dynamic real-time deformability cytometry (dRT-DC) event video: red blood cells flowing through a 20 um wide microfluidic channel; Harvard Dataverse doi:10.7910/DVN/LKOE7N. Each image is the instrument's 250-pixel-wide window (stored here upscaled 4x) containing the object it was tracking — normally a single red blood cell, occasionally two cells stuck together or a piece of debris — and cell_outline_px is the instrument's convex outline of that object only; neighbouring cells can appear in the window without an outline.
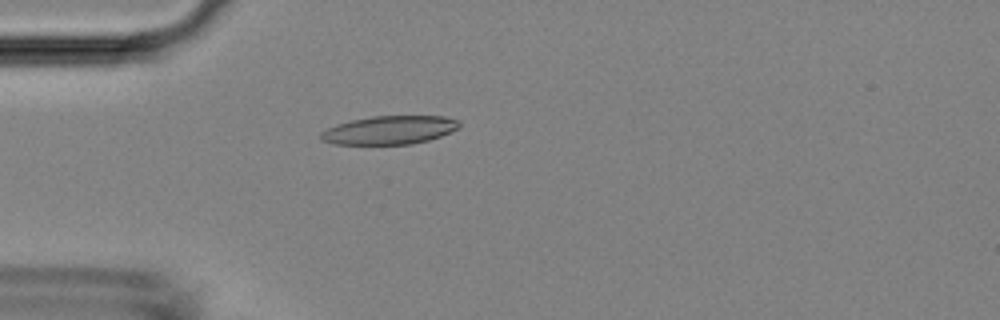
{"species": "Egyptian fruit bat (a non-hibernating species)", "species_latin": "Rousettus aegyptiacus", "temperature_condition": "room temperature", "stored_images_in_passage": 1, "camera_frame_rate_fps": 3000, "um_per_image_px": 0.085, "animal": {"sex": "female"}, "frame": {"image": 1, "passage_image": 1, "time_ms": 0.0, "image_size_px": [1000, 320], "cell_outline_px": [[460, 128], [440, 136], [428, 140], [412, 144], [332, 144], [320, 140], [320, 132], [336, 124], [352, 120], [372, 116], [444, 116], [460, 120]], "centroid_in_image_um": [33.11, 11.05], "position_along_channel_um": 51.9, "area_um2": 23.06}}